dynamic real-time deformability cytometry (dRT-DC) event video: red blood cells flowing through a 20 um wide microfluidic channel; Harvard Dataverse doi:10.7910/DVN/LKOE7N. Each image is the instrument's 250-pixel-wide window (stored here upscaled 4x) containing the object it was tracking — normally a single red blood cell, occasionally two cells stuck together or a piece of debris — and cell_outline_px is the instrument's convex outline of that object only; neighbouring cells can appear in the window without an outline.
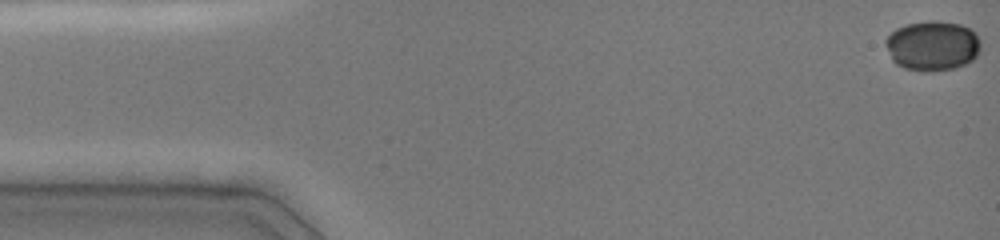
{"species": "common noctule bat (a hibernating species)", "species_latin": "Nyctalus noctula", "temperature_condition": "cold", "stored_images_in_passage": 41, "camera_frame_rate_fps": 3000, "um_per_image_px": 0.085, "animal": {"sex": "female", "body_mass_g": 19.0, "forearm_length_mm": 51.5}, "frame": {"image": 1, "passage_image": 1, "time_ms": 0.0, "image_size_px": [1000, 240], "cell_outline_px": [[980, 52], [972, 60], [956, 68], [932, 72], [924, 72], [904, 68], [896, 64], [892, 60], [884, 44], [884, 40], [896, 28], [908, 24], [928, 20], [936, 20], [960, 24], [976, 32], [980, 40]], "centroid_in_image_um": [79.26, 3.89], "position_along_channel_um": 5.7, "area_um2": 28.03}}
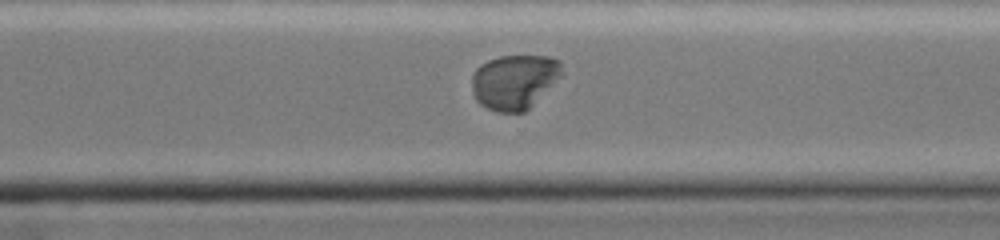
{"frame": {"image": 2, "passage_image": 34, "time_ms": 11.0, "image_size_px": [1000, 240], "cell_outline_px": [[564, 76], [524, 112], [496, 112], [480, 104], [476, 100], [472, 92], [472, 76], [476, 68], [480, 64], [488, 60], [500, 56], [548, 56], [560, 60], [564, 72]], "centroid_in_image_um": [43.76, 6.93], "position_along_channel_um": 326.8, "area_um2": 29.07}}
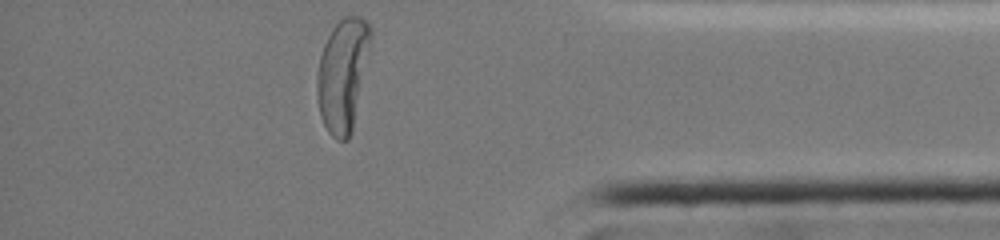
{"frame": {"image": 3, "passage_image": 41, "time_ms": 13.333, "image_size_px": [1000, 240], "cell_outline_px": [[372, 32], [352, 132], [348, 140], [336, 140], [328, 132], [320, 116], [316, 96], [316, 72], [320, 56], [324, 44], [332, 28], [344, 16], [360, 16], [368, 24]], "centroid_in_image_um": [29.09, 6.36], "position_along_channel_um": 406.1, "area_um2": 34.91}, "authors_computed_cell_mechanics": {"area_um2": 29.189, "velocity_mm_per_s": 4.0571, "shape_relaxation_time_tau1_ms": 4.497, "shape_relaxation_time_tau2_ms": 1.4151, "deformation_change_tau1": 0.1351, "deformation_change_tau2": 0.0252}}